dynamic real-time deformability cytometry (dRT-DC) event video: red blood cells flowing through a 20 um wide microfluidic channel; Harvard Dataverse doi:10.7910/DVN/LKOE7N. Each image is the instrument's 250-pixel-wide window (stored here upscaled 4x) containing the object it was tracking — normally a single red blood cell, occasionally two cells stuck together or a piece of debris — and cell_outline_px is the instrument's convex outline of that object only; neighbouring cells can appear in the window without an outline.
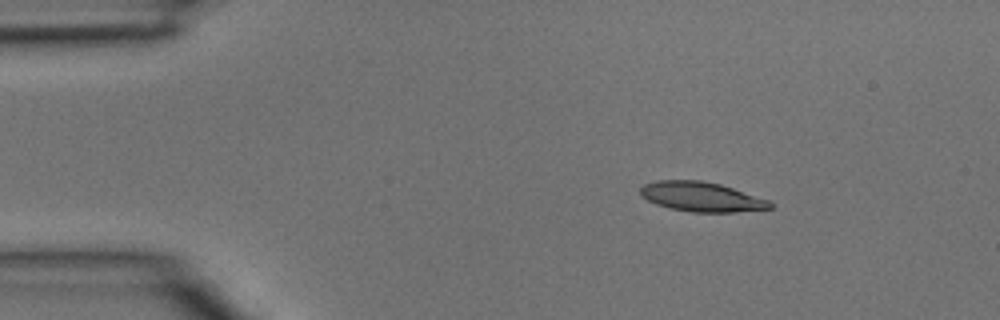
{"species": "common noctule bat (a hibernating species)", "species_latin": "Nyctalus noctula", "temperature_condition": "room temperature", "stored_images_in_passage": 2, "camera_frame_rate_fps": 3000, "um_per_image_px": 0.085, "animal": {"sex": "male", "body_mass_g": 15.6}, "frame": {"image": 1, "passage_image": 1, "time_ms": 0.0, "image_size_px": [1000, 320], "cell_outline_px": [[772, 208], [736, 212], [692, 212], [672, 208], [656, 204], [648, 200], [640, 192], [640, 188], [644, 184], [656, 180], [700, 180], [720, 184], [768, 200], [772, 204]], "centroid_in_image_um": [59.61, 16.72], "position_along_channel_um": 25.4, "area_um2": 22.08}}
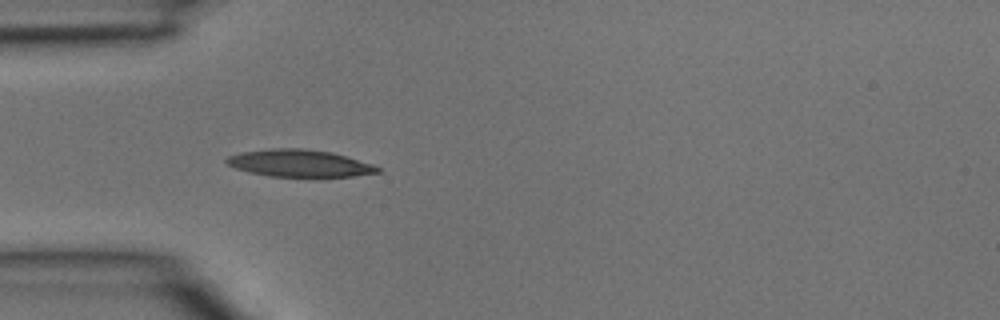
{"frame": {"image": 2, "passage_image": 2, "time_ms": 0.333, "image_size_px": [1000, 320], "cell_outline_px": [[380, 172], [352, 176], [268, 176], [248, 172], [236, 168], [228, 164], [224, 160], [228, 156], [240, 152], [272, 148], [304, 148], [332, 152], [372, 164], [380, 168]], "centroid_in_image_um": [25.42, 13.86], "position_along_channel_um": 59.6, "area_um2": 23.76}}